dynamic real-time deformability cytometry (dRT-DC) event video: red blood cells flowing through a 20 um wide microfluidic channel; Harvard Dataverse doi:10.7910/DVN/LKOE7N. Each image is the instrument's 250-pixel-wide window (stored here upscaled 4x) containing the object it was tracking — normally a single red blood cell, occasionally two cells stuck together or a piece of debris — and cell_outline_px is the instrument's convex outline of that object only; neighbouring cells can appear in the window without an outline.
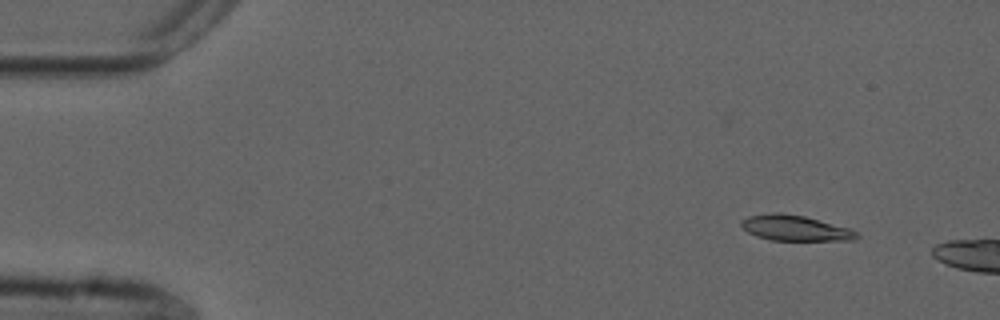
{"species": "common noctule bat (a hibernating species)", "species_latin": "Nyctalus noctula", "temperature_condition": "cold", "stored_images_in_passage": 6, "camera_frame_rate_fps": 3000, "um_per_image_px": 0.085, "animal": {"sex": "male", "forearm_length_mm": 52.5}, "frame": {"image": 1, "passage_image": 2, "time_ms": 0.333, "image_size_px": [1000, 320], "cell_outline_px": [[860, 236], [856, 240], [772, 240], [756, 236], [748, 232], [740, 224], [740, 220], [748, 216], [776, 212], [780, 212], [804, 216], [848, 228], [860, 232]], "centroid_in_image_um": [67.59, 19.38], "position_along_channel_um": 17.4, "area_um2": 17.11}}